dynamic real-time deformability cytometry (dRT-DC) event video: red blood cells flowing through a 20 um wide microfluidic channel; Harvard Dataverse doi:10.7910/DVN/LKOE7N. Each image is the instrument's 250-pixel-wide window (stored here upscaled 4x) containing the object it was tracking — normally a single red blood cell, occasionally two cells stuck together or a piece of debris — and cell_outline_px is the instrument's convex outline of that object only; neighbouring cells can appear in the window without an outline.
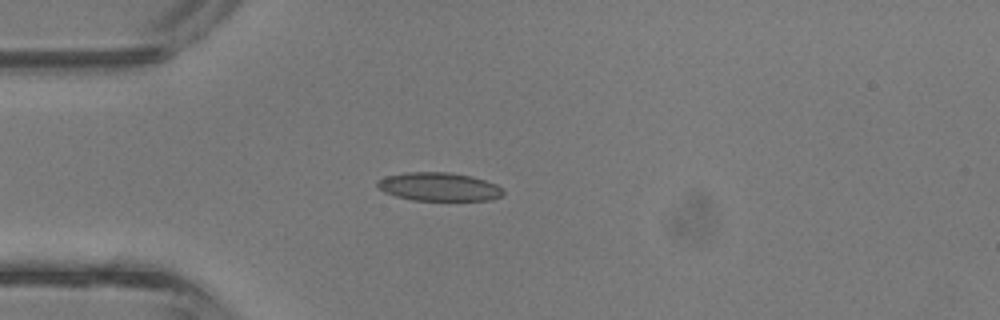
{"species": "common noctule bat (a hibernating species)", "species_latin": "Nyctalus noctula", "temperature_condition": "room temperature", "stored_images_in_passage": 3, "camera_frame_rate_fps": 3000, "um_per_image_px": 0.085, "animal": {"sex": "male", "body_mass_g": 13.3}, "frame": {"image": 1, "passage_image": 3, "time_ms": 0.667, "image_size_px": [1000, 320], "cell_outline_px": [[504, 192], [500, 196], [492, 200], [412, 200], [396, 196], [384, 192], [376, 184], [376, 180], [384, 176], [404, 172], [448, 172], [472, 176], [496, 184]], "centroid_in_image_um": [37.27, 15.86], "position_along_channel_um": 47.7, "area_um2": 20.87}}